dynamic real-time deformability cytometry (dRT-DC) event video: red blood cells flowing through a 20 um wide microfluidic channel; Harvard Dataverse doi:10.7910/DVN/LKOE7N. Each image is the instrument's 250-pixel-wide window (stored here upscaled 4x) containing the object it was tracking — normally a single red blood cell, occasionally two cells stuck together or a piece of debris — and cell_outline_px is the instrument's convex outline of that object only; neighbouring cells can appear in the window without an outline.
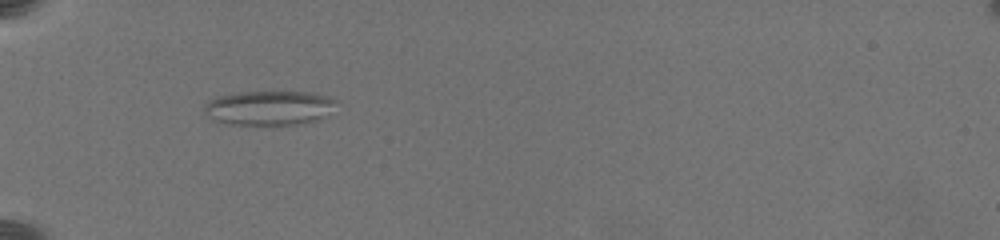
{"species": "common noctule bat (a hibernating species)", "species_latin": "Nyctalus noctula", "temperature_condition": "warm", "stored_images_in_passage": 30, "camera_frame_rate_fps": 3000, "um_per_image_px": 0.085, "animal": {"sex": "female", "body_mass_g": 19.5, "forearm_length_mm": 54.1}, "frame": {"image": 1, "passage_image": 5, "time_ms": 2.0, "image_size_px": [1000, 240], "cell_outline_px": [[332, 100], [320, 116], [316, 120], [296, 124], [228, 124], [216, 120], [204, 112], [204, 104], [208, 100], [220, 96], [240, 92], [312, 92], [328, 96]], "centroid_in_image_um": [22.72, 9.15], "position_along_channel_um": 62.3, "area_um2": 25.37}}
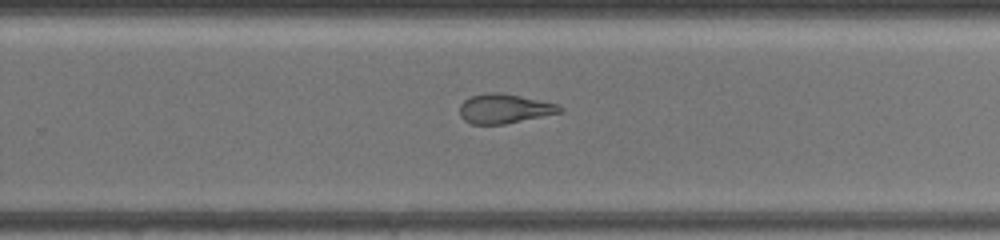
{"frame": {"image": 2, "passage_image": 19, "time_ms": 8.667, "image_size_px": [1000, 240], "cell_outline_px": [[564, 112], [504, 124], [472, 124], [464, 120], [460, 116], [460, 104], [464, 100], [472, 96], [492, 92], [496, 92], [520, 96], [556, 104], [564, 108]], "centroid_in_image_um": [42.87, 9.25], "position_along_channel_um": 286.9, "area_um2": 16.99}}
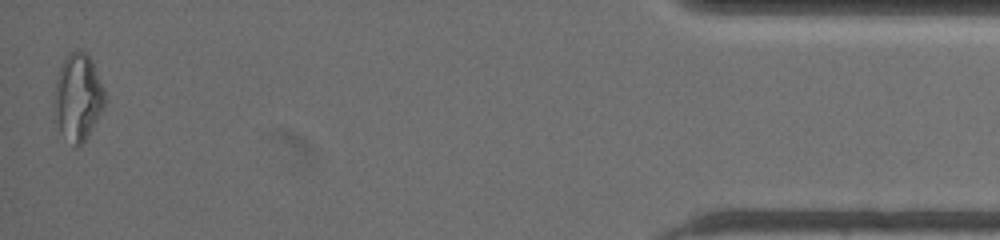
{"frame": {"image": 3, "passage_image": 30, "time_ms": 14.667, "image_size_px": [1000, 240], "cell_outline_px": [[104, 104], [96, 120], [84, 140], [76, 148], [60, 132], [56, 120], [52, 104], [56, 80], [60, 68], [68, 52], [84, 52], [92, 60], [104, 92]], "centroid_in_image_um": [6.57, 8.27], "position_along_channel_um": 428.6, "area_um2": 25.03}, "authors_computed_cell_mechanics": {"area_um2": 17.629, "velocity_mm_per_s": 3.5619, "shape_relaxation_time_tau1_ms": null, "shape_relaxation_time_tau2_ms": 1.9701, "deformation_change_tau1": null, "deformation_change_tau2": 0.0974}}